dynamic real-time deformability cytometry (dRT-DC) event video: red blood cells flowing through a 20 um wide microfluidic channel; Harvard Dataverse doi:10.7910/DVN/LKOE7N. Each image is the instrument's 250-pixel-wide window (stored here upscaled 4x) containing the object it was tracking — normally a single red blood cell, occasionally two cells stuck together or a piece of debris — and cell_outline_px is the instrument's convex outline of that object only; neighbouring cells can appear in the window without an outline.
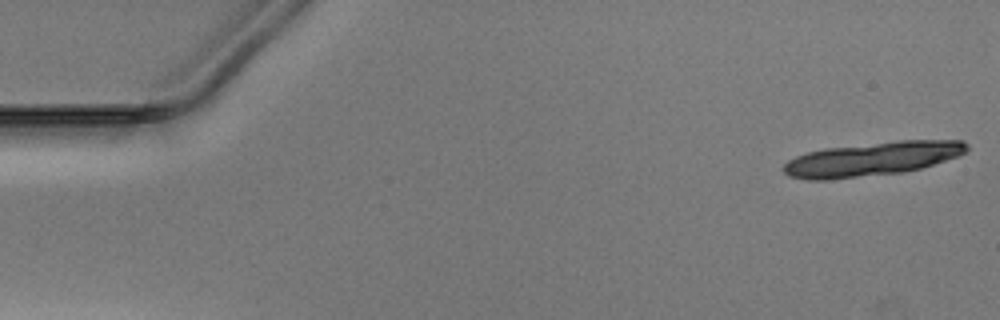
{"species": "Egyptian fruit bat (a non-hibernating species)", "species_latin": "Rousettus aegyptiacus", "temperature_condition": "warm", "stored_images_in_passage": 17, "camera_frame_rate_fps": 3000, "um_per_image_px": 0.085, "animal": {"sex": "male"}, "frame": {"image": 1, "passage_image": 1, "time_ms": 0.0, "image_size_px": [1000, 320], "cell_outline_px": [[968, 148], [964, 152], [956, 156], [920, 168], [904, 172], [828, 180], [808, 180], [788, 176], [784, 172], [784, 164], [788, 160], [796, 156], [808, 152], [824, 148], [900, 140], [964, 140], [968, 144]], "centroid_in_image_um": [74.09, 13.51], "position_along_channel_um": 10.9, "area_um2": 36.01}}